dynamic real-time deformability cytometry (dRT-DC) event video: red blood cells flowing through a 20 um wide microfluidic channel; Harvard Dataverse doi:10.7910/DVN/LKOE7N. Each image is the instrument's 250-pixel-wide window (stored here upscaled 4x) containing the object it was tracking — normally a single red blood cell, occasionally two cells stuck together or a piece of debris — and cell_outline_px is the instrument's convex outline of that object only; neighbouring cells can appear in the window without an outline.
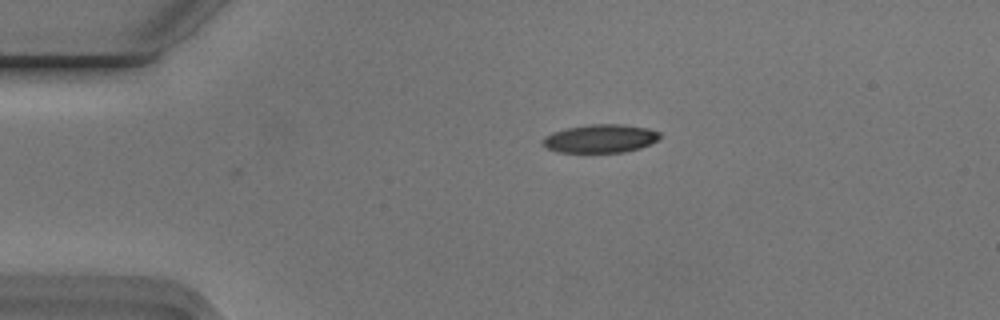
{"species": "Egyptian fruit bat (a non-hibernating species)", "species_latin": "Rousettus aegyptiacus", "temperature_condition": "cold", "stored_images_in_passage": 4, "camera_frame_rate_fps": 3000, "um_per_image_px": 0.085, "animal": {"sex": "male"}, "frame": {"image": 1, "passage_image": 1, "time_ms": 0.0, "image_size_px": [1000, 320], "cell_outline_px": [[660, 136], [656, 140], [640, 148], [624, 152], [560, 152], [548, 148], [544, 144], [544, 136], [552, 132], [568, 128], [588, 124], [620, 124], [648, 128], [660, 132]], "centroid_in_image_um": [51.04, 11.77], "position_along_channel_um": 34.0, "area_um2": 19.07}}
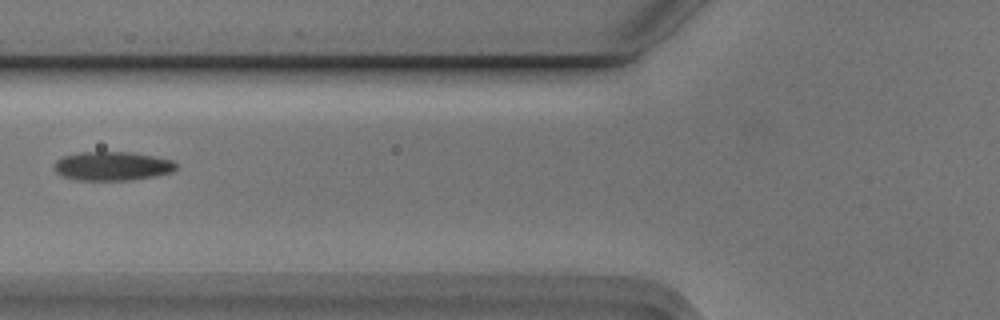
{"frame": {"image": 2, "passage_image": 4, "time_ms": 1.0, "image_size_px": [1000, 320], "cell_outline_px": [[176, 168], [172, 172], [152, 176], [128, 180], [76, 180], [64, 176], [56, 172], [56, 160], [64, 156], [80, 152], [132, 152], [172, 160], [176, 164]], "centroid_in_image_um": [9.54, 14.11], "position_along_channel_um": 116.3, "area_um2": 20.23}}